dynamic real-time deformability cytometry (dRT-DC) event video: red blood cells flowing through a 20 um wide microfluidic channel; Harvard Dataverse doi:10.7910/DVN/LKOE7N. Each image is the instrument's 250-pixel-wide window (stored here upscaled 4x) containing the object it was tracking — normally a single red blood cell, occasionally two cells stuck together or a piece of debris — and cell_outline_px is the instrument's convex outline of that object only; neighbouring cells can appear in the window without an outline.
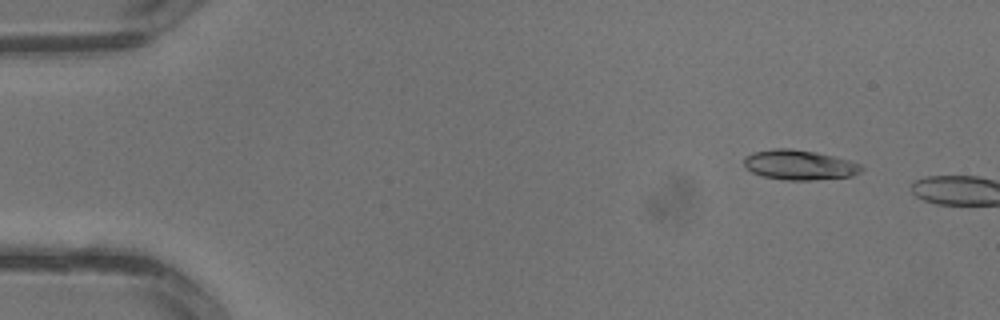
{"species": "common noctule bat (a hibernating species)", "species_latin": "Nyctalus noctula", "temperature_condition": "warm", "stored_images_in_passage": 2, "camera_frame_rate_fps": 3000, "um_per_image_px": 0.085, "animal": {"sex": "male", "body_mass_g": 13.3}, "frame": {"image": 1, "passage_image": 1, "time_ms": 0.0, "image_size_px": [1000, 320], "cell_outline_px": [[864, 168], [860, 172], [852, 176], [816, 180], [784, 180], [760, 176], [744, 168], [744, 156], [752, 152], [772, 148], [792, 148], [816, 152], [848, 160], [860, 164]], "centroid_in_image_um": [67.9, 14.02], "position_along_channel_um": 17.1, "area_um2": 20.75}}